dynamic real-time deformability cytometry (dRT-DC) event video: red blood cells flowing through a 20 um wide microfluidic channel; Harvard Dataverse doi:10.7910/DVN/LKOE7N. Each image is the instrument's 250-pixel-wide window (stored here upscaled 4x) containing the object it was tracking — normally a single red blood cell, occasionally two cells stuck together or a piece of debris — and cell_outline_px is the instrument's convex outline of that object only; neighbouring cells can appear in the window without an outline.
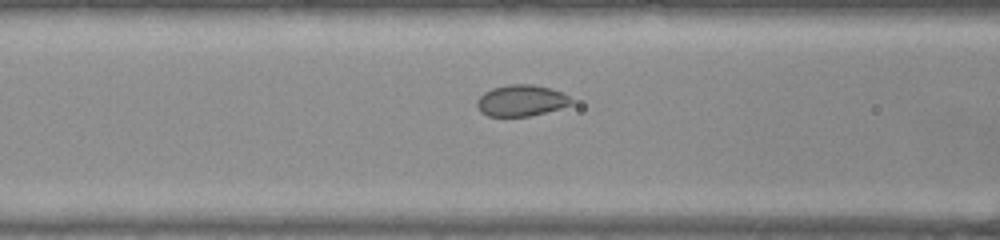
{"species": "common noctule bat (a hibernating species)", "species_latin": "Nyctalus noctula", "temperature_condition": "warm", "stored_images_in_passage": 44, "camera_frame_rate_fps": 3000, "um_per_image_px": 0.085, "animal": {"sex": "female", "body_mass_g": 22.0, "forearm_length_mm": 56.7}, "frame": {"image": 1, "passage_image": 12, "time_ms": 3.667, "image_size_px": [1000, 240], "cell_outline_px": [[572, 104], [560, 108], [528, 116], [488, 116], [480, 112], [476, 104], [476, 100], [484, 92], [492, 88], [508, 84], [532, 84], [548, 88], [560, 92], [568, 96], [572, 100]], "centroid_in_image_um": [44.25, 8.54], "position_along_channel_um": 122.3, "area_um2": 17.05}}
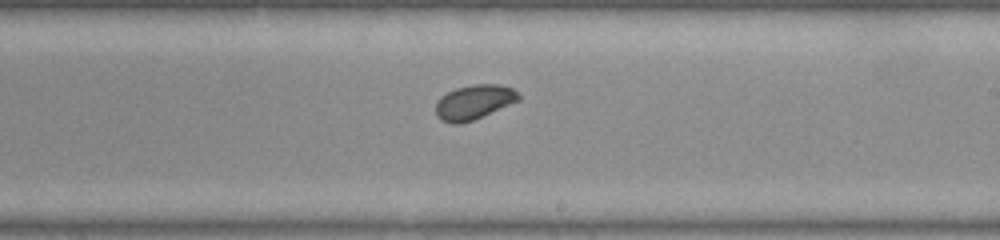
{"frame": {"image": 2, "passage_image": 22, "time_ms": 7.0, "image_size_px": [1000, 240], "cell_outline_px": [[520, 100], [472, 120], [456, 124], [452, 124], [440, 120], [436, 116], [436, 100], [440, 96], [456, 88], [472, 84], [500, 84], [512, 88], [520, 96]], "centroid_in_image_um": [40.25, 8.67], "position_along_channel_um": 248.7, "area_um2": 16.65}}
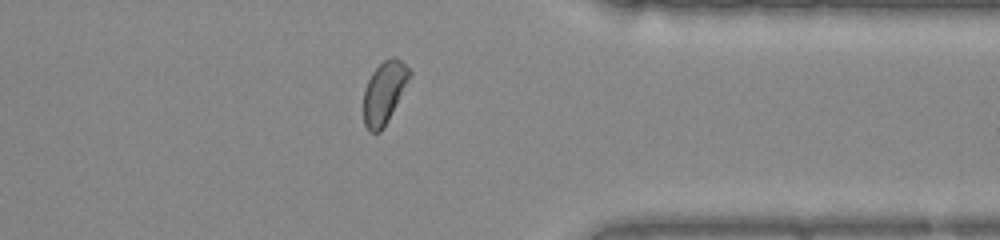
{"frame": {"image": 3, "passage_image": 33, "time_ms": 10.667, "image_size_px": [1000, 240], "cell_outline_px": [[412, 76], [388, 120], [380, 132], [368, 132], [364, 124], [364, 88], [372, 72], [384, 60], [392, 56], [400, 60], [412, 72]], "centroid_in_image_um": [32.66, 7.86], "position_along_channel_um": 378.7, "area_um2": 16.65}, "authors_computed_cell_mechanics": {"area_um2": 17.0221, "velocity_mm_per_s": 3.8103, "shape_relaxation_time_tau1_ms": 4.002, "shape_relaxation_time_tau2_ms": null, "deformation_change_tau1": 0.0924, "deformation_change_tau2": null}}